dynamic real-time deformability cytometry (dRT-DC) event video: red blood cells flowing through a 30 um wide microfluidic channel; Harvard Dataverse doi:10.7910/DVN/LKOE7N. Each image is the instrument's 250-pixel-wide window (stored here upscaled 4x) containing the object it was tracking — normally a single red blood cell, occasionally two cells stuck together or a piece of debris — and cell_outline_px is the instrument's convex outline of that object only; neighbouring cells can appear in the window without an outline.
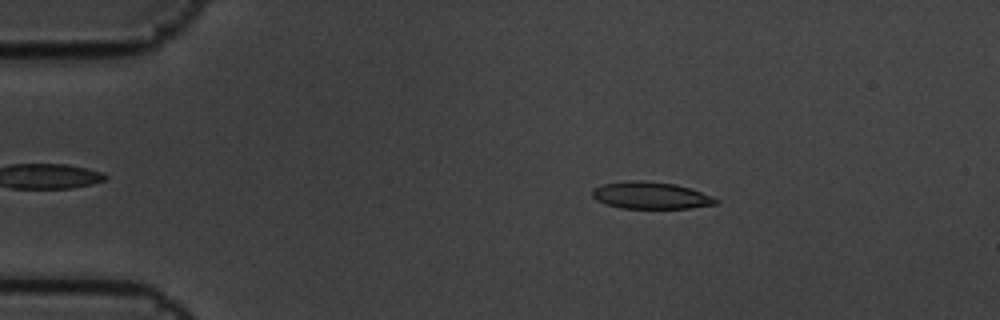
{"species": "common noctule bat (a hibernating species)", "species_latin": "Nyctalus noctula", "temperature_condition": "cold", "stored_images_in_passage": 4, "camera_frame_rate_fps": 3000, "um_per_image_px": 0.085, "animal": {"sex": "male", "body_mass_g": 19.5, "forearm_length_mm": 54.6}, "frame": {"image": 1, "passage_image": 2, "time_ms": 0.333, "image_size_px": [1000, 320], "cell_outline_px": [[720, 200], [716, 204], [688, 208], [620, 208], [604, 204], [596, 200], [592, 196], [592, 188], [604, 184], [628, 180], [640, 180], [676, 184], [712, 196]], "centroid_in_image_um": [55.27, 16.61], "position_along_channel_um": 29.7, "area_um2": 19.42}}